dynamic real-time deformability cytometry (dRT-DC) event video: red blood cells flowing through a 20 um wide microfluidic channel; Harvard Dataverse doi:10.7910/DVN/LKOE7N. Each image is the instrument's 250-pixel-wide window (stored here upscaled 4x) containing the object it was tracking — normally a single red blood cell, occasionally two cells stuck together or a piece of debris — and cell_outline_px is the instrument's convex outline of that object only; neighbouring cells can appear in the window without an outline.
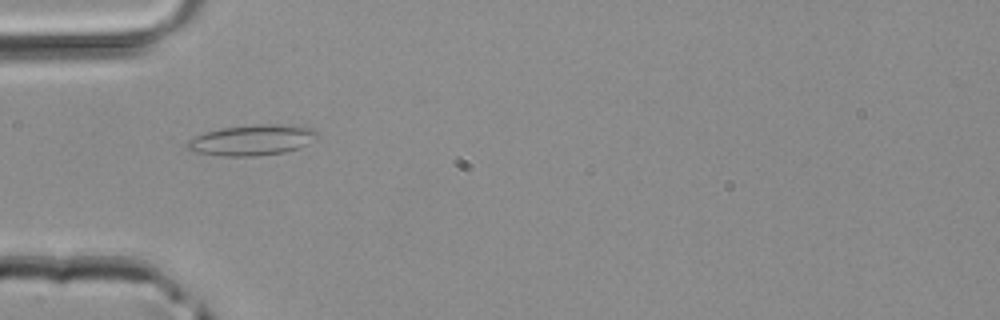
{"species": "common noctule bat (a hibernating species)", "species_latin": "Nyctalus noctula", "temperature_condition": "room temperature", "stored_images_in_passage": 4, "camera_frame_rate_fps": 3000, "um_per_image_px": 0.085, "animal": {"sex": "male", "body_mass_g": 20.4}, "frame": {"image": 1, "passage_image": 4, "time_ms": 1.0, "image_size_px": [1000, 320], "cell_outline_px": [[320, 136], [308, 144], [300, 148], [284, 152], [256, 156], [220, 156], [192, 152], [184, 148], [184, 144], [188, 140], [204, 132], [220, 128], [256, 124], [296, 124], [312, 128]], "centroid_in_image_um": [21.41, 11.9], "position_along_channel_um": 63.6, "area_um2": 23.81}}